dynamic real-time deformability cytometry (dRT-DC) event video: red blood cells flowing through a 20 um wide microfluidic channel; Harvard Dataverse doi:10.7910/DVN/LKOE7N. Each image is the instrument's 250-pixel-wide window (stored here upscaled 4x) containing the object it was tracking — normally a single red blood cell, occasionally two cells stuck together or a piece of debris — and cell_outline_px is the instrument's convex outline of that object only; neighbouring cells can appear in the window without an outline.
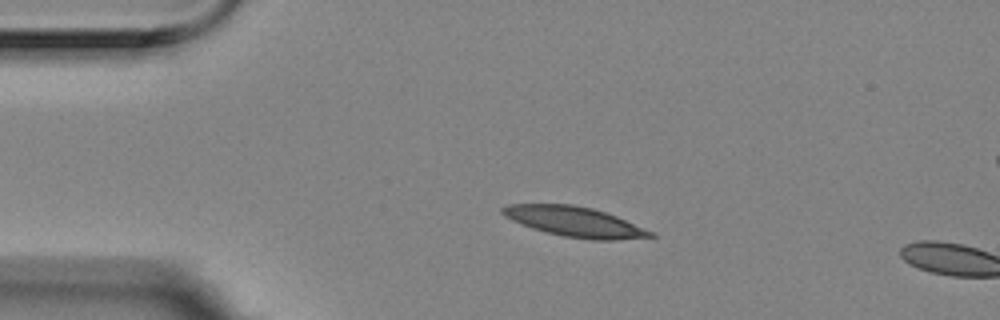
{"species": "Egyptian fruit bat (a non-hibernating species)", "species_latin": "Rousettus aegyptiacus", "temperature_condition": "room temperature", "stored_images_in_passage": 4, "camera_frame_rate_fps": 3000, "um_per_image_px": 0.085, "animal": {"sex": "female"}, "frame": {"image": 1, "passage_image": 3, "time_ms": 0.667, "image_size_px": [1000, 320], "cell_outline_px": [[656, 236], [616, 240], [592, 240], [564, 236], [532, 228], [520, 224], [504, 216], [500, 212], [500, 208], [508, 204], [572, 204], [592, 208], [616, 216], [656, 232]], "centroid_in_image_um": [48.86, 18.84], "position_along_channel_um": 36.1, "area_um2": 25.89}}